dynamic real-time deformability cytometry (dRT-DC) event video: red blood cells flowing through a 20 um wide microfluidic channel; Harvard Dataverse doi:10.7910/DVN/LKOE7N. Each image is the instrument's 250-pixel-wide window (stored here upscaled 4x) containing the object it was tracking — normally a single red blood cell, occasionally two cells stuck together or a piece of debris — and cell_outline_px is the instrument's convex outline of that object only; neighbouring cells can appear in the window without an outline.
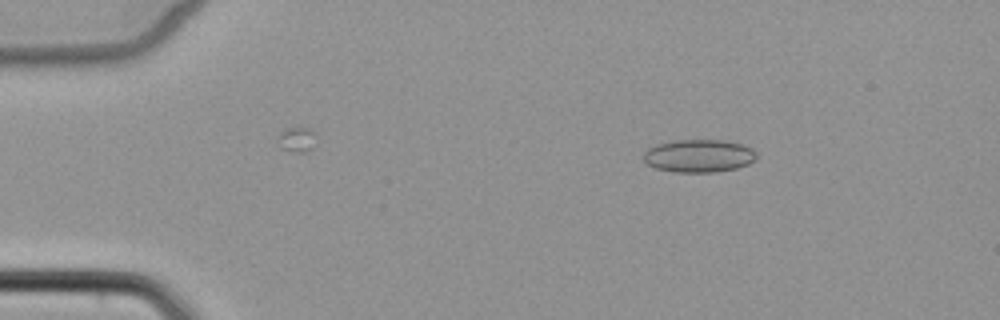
{"species": "common noctule bat (a hibernating species)", "species_latin": "Nyctalus noctula", "temperature_condition": "cold", "stored_images_in_passage": 3, "camera_frame_rate_fps": 3000, "um_per_image_px": 0.085, "animal": {"sex": "female", "body_mass_g": 22.7, "forearm_length_mm": 54.2}, "frame": {"image": 1, "passage_image": 2, "time_ms": 1.0, "image_size_px": [1000, 320], "cell_outline_px": [[756, 160], [748, 164], [736, 168], [716, 172], [672, 172], [656, 168], [648, 164], [644, 160], [644, 152], [648, 148], [656, 144], [676, 140], [728, 140], [744, 144], [752, 148], [756, 152]], "centroid_in_image_um": [59.43, 13.24], "position_along_channel_um": 25.6, "area_um2": 21.85}}